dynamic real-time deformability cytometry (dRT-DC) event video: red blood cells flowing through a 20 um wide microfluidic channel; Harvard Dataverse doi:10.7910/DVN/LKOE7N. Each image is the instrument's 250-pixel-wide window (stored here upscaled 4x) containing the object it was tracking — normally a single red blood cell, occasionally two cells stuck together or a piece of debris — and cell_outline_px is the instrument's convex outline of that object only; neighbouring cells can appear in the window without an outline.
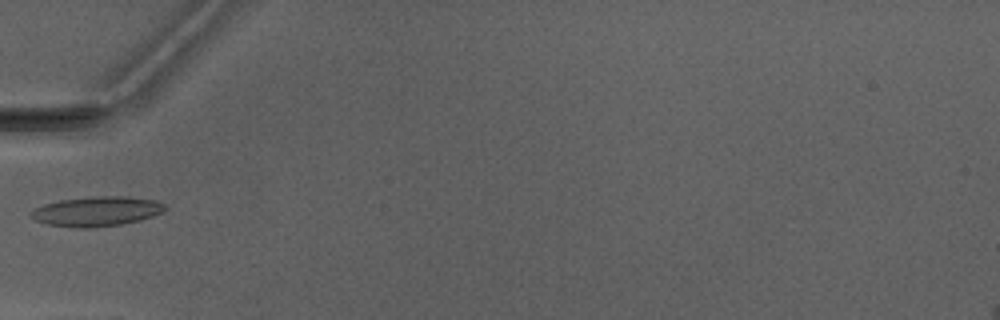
{"species": "Egyptian fruit bat (a non-hibernating species)", "species_latin": "Rousettus aegyptiacus", "temperature_condition": "warm", "stored_images_in_passage": 7, "camera_frame_rate_fps": 3000, "um_per_image_px": 0.085, "animal": {"sex": "male"}, "frame": {"image": 1, "passage_image": 7, "time_ms": 7.0, "image_size_px": [1000, 320], "cell_outline_px": [[168, 208], [152, 216], [140, 220], [120, 224], [96, 228], [76, 228], [48, 224], [36, 220], [28, 216], [28, 212], [44, 204], [60, 200], [96, 196], [128, 196], [156, 200], [164, 204]], "centroid_in_image_um": [8.2, 17.96], "position_along_channel_um": 76.8, "area_um2": 23.29}}